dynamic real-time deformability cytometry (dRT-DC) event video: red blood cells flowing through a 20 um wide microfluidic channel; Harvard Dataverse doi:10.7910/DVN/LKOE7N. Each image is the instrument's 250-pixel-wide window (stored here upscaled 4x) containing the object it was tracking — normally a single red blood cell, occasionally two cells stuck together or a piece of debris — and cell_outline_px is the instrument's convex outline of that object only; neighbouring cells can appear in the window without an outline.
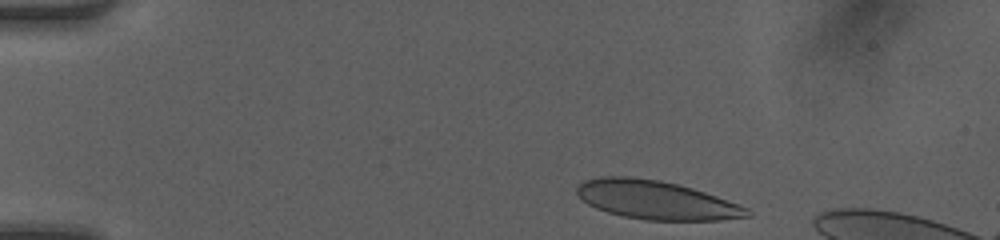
{"species": "human", "species_latin": "Homo sapiens", "temperature_condition": "room temperature", "stored_images_in_passage": 40, "camera_frame_rate_fps": 3000, "um_per_image_px": 0.085, "donor": {"sex": "female"}, "frame": {"image": 1, "passage_image": 2, "time_ms": 0.333, "image_size_px": [1000, 240], "cell_outline_px": [[752, 216], [720, 220], [644, 220], [624, 216], [608, 212], [596, 208], [588, 204], [576, 192], [576, 188], [584, 180], [600, 176], [628, 176], [660, 180], [692, 188], [716, 196], [748, 208], [752, 212]], "centroid_in_image_um": [55.77, 17.0], "position_along_channel_um": 29.2, "area_um2": 38.15}}
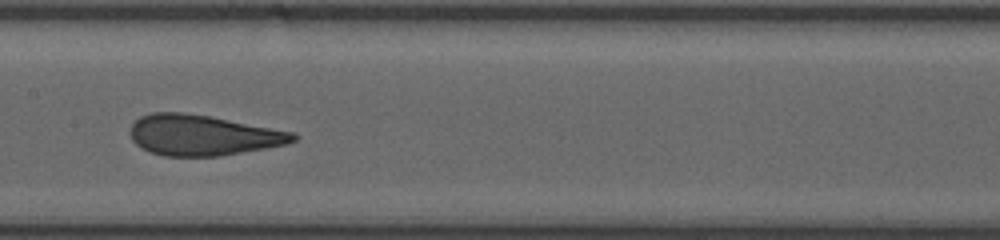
{"frame": {"image": 2, "passage_image": 19, "time_ms": 6.0, "image_size_px": [1000, 240], "cell_outline_px": [[300, 136], [296, 140], [288, 144], [220, 156], [164, 156], [148, 152], [136, 144], [132, 140], [132, 124], [140, 116], [152, 112], [184, 112], [208, 116], [292, 132]], "centroid_in_image_um": [17.22, 11.5], "position_along_channel_um": 190.2, "area_um2": 38.26}}
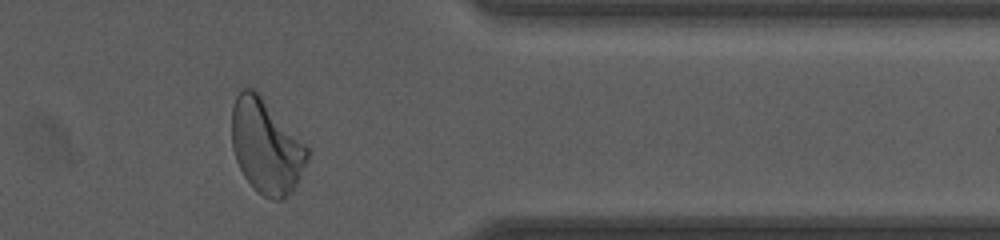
{"frame": {"image": 3, "passage_image": 34, "time_ms": 11.0, "image_size_px": [1000, 240], "cell_outline_px": [[308, 160], [292, 192], [280, 200], [272, 200], [256, 192], [252, 188], [244, 176], [236, 160], [232, 148], [232, 108], [236, 96], [240, 88], [252, 88], [260, 92], [308, 148]], "centroid_in_image_um": [22.6, 12.42], "position_along_channel_um": 388.8, "area_um2": 41.67}}